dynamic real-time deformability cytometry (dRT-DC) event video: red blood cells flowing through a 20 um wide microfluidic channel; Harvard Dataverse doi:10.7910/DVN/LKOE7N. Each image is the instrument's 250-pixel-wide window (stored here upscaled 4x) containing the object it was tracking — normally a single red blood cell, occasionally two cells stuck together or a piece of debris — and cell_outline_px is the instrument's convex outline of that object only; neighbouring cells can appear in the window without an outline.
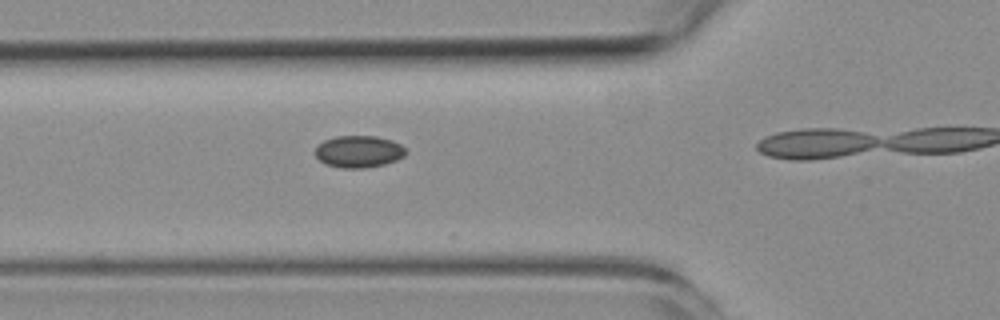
{"species": "common noctule bat (a hibernating species)", "species_latin": "Nyctalus noctula", "temperature_condition": "room temperature", "stored_images_in_passage": 4, "camera_frame_rate_fps": 3000, "um_per_image_px": 0.085, "animal": {"sex": "female", "body_mass_g": 19.3, "forearm_length_mm": 54.1}, "frame": {"image": 1, "passage_image": 3, "time_ms": 2.333, "image_size_px": [1000, 320], "cell_outline_px": [[404, 156], [396, 160], [384, 164], [364, 168], [340, 168], [324, 164], [316, 156], [316, 148], [324, 140], [336, 136], [376, 136], [392, 140], [400, 144], [404, 148]], "centroid_in_image_um": [30.47, 12.88], "position_along_channel_um": 95.3, "area_um2": 16.76}}